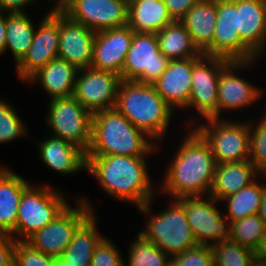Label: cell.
Returning a JSON list of instances; mask_svg holds the SVG:
<instances>
[{"mask_svg":"<svg viewBox=\"0 0 266 266\" xmlns=\"http://www.w3.org/2000/svg\"><path fill=\"white\" fill-rule=\"evenodd\" d=\"M147 162L146 156L86 155V171L109 196L131 202L147 215L155 196Z\"/></svg>","mask_w":266,"mask_h":266,"instance_id":"6da1fadb","label":"cell"},{"mask_svg":"<svg viewBox=\"0 0 266 266\" xmlns=\"http://www.w3.org/2000/svg\"><path fill=\"white\" fill-rule=\"evenodd\" d=\"M188 132L171 159L160 185L161 191L170 199L209 196L213 183L216 161L211 147L194 127Z\"/></svg>","mask_w":266,"mask_h":266,"instance_id":"7a4b0ae2","label":"cell"},{"mask_svg":"<svg viewBox=\"0 0 266 266\" xmlns=\"http://www.w3.org/2000/svg\"><path fill=\"white\" fill-rule=\"evenodd\" d=\"M158 145L114 108L93 113L86 155L149 156Z\"/></svg>","mask_w":266,"mask_h":266,"instance_id":"3957f363","label":"cell"},{"mask_svg":"<svg viewBox=\"0 0 266 266\" xmlns=\"http://www.w3.org/2000/svg\"><path fill=\"white\" fill-rule=\"evenodd\" d=\"M115 109L157 144L167 136L174 115L153 84L136 81L121 80Z\"/></svg>","mask_w":266,"mask_h":266,"instance_id":"277c9868","label":"cell"},{"mask_svg":"<svg viewBox=\"0 0 266 266\" xmlns=\"http://www.w3.org/2000/svg\"><path fill=\"white\" fill-rule=\"evenodd\" d=\"M166 210L154 213L145 221V229L138 232L170 257L197 246V240L187 221L184 207L170 199Z\"/></svg>","mask_w":266,"mask_h":266,"instance_id":"5b68a950","label":"cell"},{"mask_svg":"<svg viewBox=\"0 0 266 266\" xmlns=\"http://www.w3.org/2000/svg\"><path fill=\"white\" fill-rule=\"evenodd\" d=\"M69 204L63 193L49 186L29 185L22 194L15 231L16 241H27L37 231L52 222ZM17 235V236H15Z\"/></svg>","mask_w":266,"mask_h":266,"instance_id":"8992f818","label":"cell"},{"mask_svg":"<svg viewBox=\"0 0 266 266\" xmlns=\"http://www.w3.org/2000/svg\"><path fill=\"white\" fill-rule=\"evenodd\" d=\"M190 121V126L194 127L210 145L216 164L249 160V122L208 118L205 119L207 124L200 123L201 125L195 126L194 120Z\"/></svg>","mask_w":266,"mask_h":266,"instance_id":"52a82bcc","label":"cell"},{"mask_svg":"<svg viewBox=\"0 0 266 266\" xmlns=\"http://www.w3.org/2000/svg\"><path fill=\"white\" fill-rule=\"evenodd\" d=\"M85 198H76V206L67 205L56 218L32 235L27 242L42 253L60 259L77 228L94 213Z\"/></svg>","mask_w":266,"mask_h":266,"instance_id":"ba28073f","label":"cell"},{"mask_svg":"<svg viewBox=\"0 0 266 266\" xmlns=\"http://www.w3.org/2000/svg\"><path fill=\"white\" fill-rule=\"evenodd\" d=\"M46 123L53 137L64 139L85 153L91 144L92 113L73 96L49 101Z\"/></svg>","mask_w":266,"mask_h":266,"instance_id":"9c48e42d","label":"cell"},{"mask_svg":"<svg viewBox=\"0 0 266 266\" xmlns=\"http://www.w3.org/2000/svg\"><path fill=\"white\" fill-rule=\"evenodd\" d=\"M185 209L187 221L198 245L213 246L220 241H230L231 222L217 209L220 202L214 197H182L176 199ZM212 242H211V241Z\"/></svg>","mask_w":266,"mask_h":266,"instance_id":"30bf717a","label":"cell"},{"mask_svg":"<svg viewBox=\"0 0 266 266\" xmlns=\"http://www.w3.org/2000/svg\"><path fill=\"white\" fill-rule=\"evenodd\" d=\"M169 61L160 52L156 33L134 32L121 80L153 84L166 70Z\"/></svg>","mask_w":266,"mask_h":266,"instance_id":"8fae6325","label":"cell"},{"mask_svg":"<svg viewBox=\"0 0 266 266\" xmlns=\"http://www.w3.org/2000/svg\"><path fill=\"white\" fill-rule=\"evenodd\" d=\"M230 62L226 58L204 54L193 57L188 108H195L203 119L217 118L219 76Z\"/></svg>","mask_w":266,"mask_h":266,"instance_id":"7c38bea8","label":"cell"},{"mask_svg":"<svg viewBox=\"0 0 266 266\" xmlns=\"http://www.w3.org/2000/svg\"><path fill=\"white\" fill-rule=\"evenodd\" d=\"M238 30V10L235 0H217L213 41L203 54L226 58L230 61L259 59L241 40Z\"/></svg>","mask_w":266,"mask_h":266,"instance_id":"4fadbf2b","label":"cell"},{"mask_svg":"<svg viewBox=\"0 0 266 266\" xmlns=\"http://www.w3.org/2000/svg\"><path fill=\"white\" fill-rule=\"evenodd\" d=\"M38 25L27 54L16 65L17 76L22 81L28 82L35 73L58 57L60 9H50Z\"/></svg>","mask_w":266,"mask_h":266,"instance_id":"5bb4252c","label":"cell"},{"mask_svg":"<svg viewBox=\"0 0 266 266\" xmlns=\"http://www.w3.org/2000/svg\"><path fill=\"white\" fill-rule=\"evenodd\" d=\"M60 10L94 32L128 23V3L124 0H69Z\"/></svg>","mask_w":266,"mask_h":266,"instance_id":"9a60e30c","label":"cell"},{"mask_svg":"<svg viewBox=\"0 0 266 266\" xmlns=\"http://www.w3.org/2000/svg\"><path fill=\"white\" fill-rule=\"evenodd\" d=\"M120 75L95 68L80 69L73 97L92 114L100 110L114 109Z\"/></svg>","mask_w":266,"mask_h":266,"instance_id":"2e32d148","label":"cell"},{"mask_svg":"<svg viewBox=\"0 0 266 266\" xmlns=\"http://www.w3.org/2000/svg\"><path fill=\"white\" fill-rule=\"evenodd\" d=\"M249 61H231L222 71L218 82L217 118H221L224 110H241L256 103L262 97L261 89L252 85L247 79L236 76L237 70L249 67L255 63ZM240 68V69H239ZM237 69V70H236ZM251 83V84H250Z\"/></svg>","mask_w":266,"mask_h":266,"instance_id":"e0dca14e","label":"cell"},{"mask_svg":"<svg viewBox=\"0 0 266 266\" xmlns=\"http://www.w3.org/2000/svg\"><path fill=\"white\" fill-rule=\"evenodd\" d=\"M134 31L128 26L96 32L91 67L120 75Z\"/></svg>","mask_w":266,"mask_h":266,"instance_id":"ac0fdd59","label":"cell"},{"mask_svg":"<svg viewBox=\"0 0 266 266\" xmlns=\"http://www.w3.org/2000/svg\"><path fill=\"white\" fill-rule=\"evenodd\" d=\"M96 32L70 19L60 10L58 57L79 70L90 68Z\"/></svg>","mask_w":266,"mask_h":266,"instance_id":"d6986e66","label":"cell"},{"mask_svg":"<svg viewBox=\"0 0 266 266\" xmlns=\"http://www.w3.org/2000/svg\"><path fill=\"white\" fill-rule=\"evenodd\" d=\"M193 57L170 60L166 70L153 83L157 93L174 110L188 108L192 88Z\"/></svg>","mask_w":266,"mask_h":266,"instance_id":"ffe728a7","label":"cell"},{"mask_svg":"<svg viewBox=\"0 0 266 266\" xmlns=\"http://www.w3.org/2000/svg\"><path fill=\"white\" fill-rule=\"evenodd\" d=\"M235 5L240 38L260 58L266 47V0H235Z\"/></svg>","mask_w":266,"mask_h":266,"instance_id":"44dd1931","label":"cell"},{"mask_svg":"<svg viewBox=\"0 0 266 266\" xmlns=\"http://www.w3.org/2000/svg\"><path fill=\"white\" fill-rule=\"evenodd\" d=\"M38 145L41 161L50 169L68 175L86 170V153L71 142L52 136Z\"/></svg>","mask_w":266,"mask_h":266,"instance_id":"7402d4cb","label":"cell"},{"mask_svg":"<svg viewBox=\"0 0 266 266\" xmlns=\"http://www.w3.org/2000/svg\"><path fill=\"white\" fill-rule=\"evenodd\" d=\"M257 176L260 173L249 160L216 164L209 196L221 202L257 180Z\"/></svg>","mask_w":266,"mask_h":266,"instance_id":"603a6c76","label":"cell"},{"mask_svg":"<svg viewBox=\"0 0 266 266\" xmlns=\"http://www.w3.org/2000/svg\"><path fill=\"white\" fill-rule=\"evenodd\" d=\"M79 69L65 59L56 57L35 73L28 82L40 83L42 89L54 98L73 96Z\"/></svg>","mask_w":266,"mask_h":266,"instance_id":"cb8c5ba5","label":"cell"},{"mask_svg":"<svg viewBox=\"0 0 266 266\" xmlns=\"http://www.w3.org/2000/svg\"><path fill=\"white\" fill-rule=\"evenodd\" d=\"M28 181L0 165V232L12 234L16 228L18 207Z\"/></svg>","mask_w":266,"mask_h":266,"instance_id":"d4e9b609","label":"cell"},{"mask_svg":"<svg viewBox=\"0 0 266 266\" xmlns=\"http://www.w3.org/2000/svg\"><path fill=\"white\" fill-rule=\"evenodd\" d=\"M96 212L74 232L72 241L60 258L70 266H90L96 246L105 237L98 233Z\"/></svg>","mask_w":266,"mask_h":266,"instance_id":"484cf974","label":"cell"},{"mask_svg":"<svg viewBox=\"0 0 266 266\" xmlns=\"http://www.w3.org/2000/svg\"><path fill=\"white\" fill-rule=\"evenodd\" d=\"M216 14L217 0H200L180 20L202 53L212 44Z\"/></svg>","mask_w":266,"mask_h":266,"instance_id":"4316f807","label":"cell"},{"mask_svg":"<svg viewBox=\"0 0 266 266\" xmlns=\"http://www.w3.org/2000/svg\"><path fill=\"white\" fill-rule=\"evenodd\" d=\"M173 20L164 0H132L127 25L136 33H157Z\"/></svg>","mask_w":266,"mask_h":266,"instance_id":"83f0119b","label":"cell"},{"mask_svg":"<svg viewBox=\"0 0 266 266\" xmlns=\"http://www.w3.org/2000/svg\"><path fill=\"white\" fill-rule=\"evenodd\" d=\"M156 36L160 52L169 60H183L203 54L181 21L173 20L158 31Z\"/></svg>","mask_w":266,"mask_h":266,"instance_id":"f1b7e54d","label":"cell"},{"mask_svg":"<svg viewBox=\"0 0 266 266\" xmlns=\"http://www.w3.org/2000/svg\"><path fill=\"white\" fill-rule=\"evenodd\" d=\"M36 28L33 20L25 13H7L6 12V42L5 53L11 50L16 65L27 54Z\"/></svg>","mask_w":266,"mask_h":266,"instance_id":"f546056e","label":"cell"},{"mask_svg":"<svg viewBox=\"0 0 266 266\" xmlns=\"http://www.w3.org/2000/svg\"><path fill=\"white\" fill-rule=\"evenodd\" d=\"M254 181L236 194L225 197L222 201L228 211L225 218L230 222L258 214L264 193V184Z\"/></svg>","mask_w":266,"mask_h":266,"instance_id":"4dcf8cb0","label":"cell"},{"mask_svg":"<svg viewBox=\"0 0 266 266\" xmlns=\"http://www.w3.org/2000/svg\"><path fill=\"white\" fill-rule=\"evenodd\" d=\"M266 226L258 214L231 222L230 241L254 252L259 248Z\"/></svg>","mask_w":266,"mask_h":266,"instance_id":"1f68e13d","label":"cell"},{"mask_svg":"<svg viewBox=\"0 0 266 266\" xmlns=\"http://www.w3.org/2000/svg\"><path fill=\"white\" fill-rule=\"evenodd\" d=\"M128 264L124 266H170V256L141 234L130 243Z\"/></svg>","mask_w":266,"mask_h":266,"instance_id":"d6a6232c","label":"cell"},{"mask_svg":"<svg viewBox=\"0 0 266 266\" xmlns=\"http://www.w3.org/2000/svg\"><path fill=\"white\" fill-rule=\"evenodd\" d=\"M214 266H248L255 252L231 241L212 246Z\"/></svg>","mask_w":266,"mask_h":266,"instance_id":"836d02e7","label":"cell"},{"mask_svg":"<svg viewBox=\"0 0 266 266\" xmlns=\"http://www.w3.org/2000/svg\"><path fill=\"white\" fill-rule=\"evenodd\" d=\"M27 132L23 119L21 120L13 104L0 99V144L22 138Z\"/></svg>","mask_w":266,"mask_h":266,"instance_id":"e575fe53","label":"cell"},{"mask_svg":"<svg viewBox=\"0 0 266 266\" xmlns=\"http://www.w3.org/2000/svg\"><path fill=\"white\" fill-rule=\"evenodd\" d=\"M250 131V157L249 161L253 164L256 170L266 175V113L262 114L261 119L252 124L249 121ZM255 126V128H254Z\"/></svg>","mask_w":266,"mask_h":266,"instance_id":"d590c367","label":"cell"},{"mask_svg":"<svg viewBox=\"0 0 266 266\" xmlns=\"http://www.w3.org/2000/svg\"><path fill=\"white\" fill-rule=\"evenodd\" d=\"M56 260L38 249L27 241H16L14 248L13 266H51Z\"/></svg>","mask_w":266,"mask_h":266,"instance_id":"8d00e7d4","label":"cell"},{"mask_svg":"<svg viewBox=\"0 0 266 266\" xmlns=\"http://www.w3.org/2000/svg\"><path fill=\"white\" fill-rule=\"evenodd\" d=\"M170 266H214L212 246L197 245L172 256Z\"/></svg>","mask_w":266,"mask_h":266,"instance_id":"74e56055","label":"cell"},{"mask_svg":"<svg viewBox=\"0 0 266 266\" xmlns=\"http://www.w3.org/2000/svg\"><path fill=\"white\" fill-rule=\"evenodd\" d=\"M124 263L117 246L104 237L95 248L90 266H124Z\"/></svg>","mask_w":266,"mask_h":266,"instance_id":"f35d334b","label":"cell"},{"mask_svg":"<svg viewBox=\"0 0 266 266\" xmlns=\"http://www.w3.org/2000/svg\"><path fill=\"white\" fill-rule=\"evenodd\" d=\"M200 0H164L172 20L180 21Z\"/></svg>","mask_w":266,"mask_h":266,"instance_id":"ab89813d","label":"cell"},{"mask_svg":"<svg viewBox=\"0 0 266 266\" xmlns=\"http://www.w3.org/2000/svg\"><path fill=\"white\" fill-rule=\"evenodd\" d=\"M15 242L11 234L0 232V266H13Z\"/></svg>","mask_w":266,"mask_h":266,"instance_id":"60d3db41","label":"cell"},{"mask_svg":"<svg viewBox=\"0 0 266 266\" xmlns=\"http://www.w3.org/2000/svg\"><path fill=\"white\" fill-rule=\"evenodd\" d=\"M37 1V0H36ZM35 0H0V11L7 13H25L23 9L27 5H32Z\"/></svg>","mask_w":266,"mask_h":266,"instance_id":"b9f144b4","label":"cell"},{"mask_svg":"<svg viewBox=\"0 0 266 266\" xmlns=\"http://www.w3.org/2000/svg\"><path fill=\"white\" fill-rule=\"evenodd\" d=\"M6 12L0 11V55L5 54Z\"/></svg>","mask_w":266,"mask_h":266,"instance_id":"7bdbcfd3","label":"cell"},{"mask_svg":"<svg viewBox=\"0 0 266 266\" xmlns=\"http://www.w3.org/2000/svg\"><path fill=\"white\" fill-rule=\"evenodd\" d=\"M258 216L260 217V219L264 222L266 226V185L265 184H264V193H263L262 202L260 204L259 211H258Z\"/></svg>","mask_w":266,"mask_h":266,"instance_id":"ee69618b","label":"cell"},{"mask_svg":"<svg viewBox=\"0 0 266 266\" xmlns=\"http://www.w3.org/2000/svg\"><path fill=\"white\" fill-rule=\"evenodd\" d=\"M255 254L258 257L266 259V230H265V234L262 238V242H261L259 248L257 249V251L255 252Z\"/></svg>","mask_w":266,"mask_h":266,"instance_id":"f6af8a7d","label":"cell"},{"mask_svg":"<svg viewBox=\"0 0 266 266\" xmlns=\"http://www.w3.org/2000/svg\"><path fill=\"white\" fill-rule=\"evenodd\" d=\"M248 266H266V259L258 257L255 254L250 260Z\"/></svg>","mask_w":266,"mask_h":266,"instance_id":"bcb514c9","label":"cell"},{"mask_svg":"<svg viewBox=\"0 0 266 266\" xmlns=\"http://www.w3.org/2000/svg\"><path fill=\"white\" fill-rule=\"evenodd\" d=\"M69 0H57V2L55 3V5H53L52 8L55 9H61Z\"/></svg>","mask_w":266,"mask_h":266,"instance_id":"7dc6e473","label":"cell"},{"mask_svg":"<svg viewBox=\"0 0 266 266\" xmlns=\"http://www.w3.org/2000/svg\"><path fill=\"white\" fill-rule=\"evenodd\" d=\"M51 266H70V265H66L64 264V262L61 259H56Z\"/></svg>","mask_w":266,"mask_h":266,"instance_id":"c3c4849f","label":"cell"},{"mask_svg":"<svg viewBox=\"0 0 266 266\" xmlns=\"http://www.w3.org/2000/svg\"><path fill=\"white\" fill-rule=\"evenodd\" d=\"M124 1H126L127 3H130L132 0H124Z\"/></svg>","mask_w":266,"mask_h":266,"instance_id":"681fc988","label":"cell"}]
</instances>
